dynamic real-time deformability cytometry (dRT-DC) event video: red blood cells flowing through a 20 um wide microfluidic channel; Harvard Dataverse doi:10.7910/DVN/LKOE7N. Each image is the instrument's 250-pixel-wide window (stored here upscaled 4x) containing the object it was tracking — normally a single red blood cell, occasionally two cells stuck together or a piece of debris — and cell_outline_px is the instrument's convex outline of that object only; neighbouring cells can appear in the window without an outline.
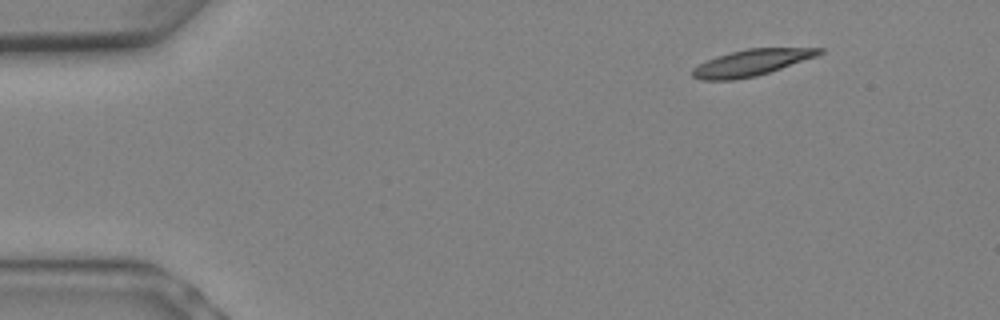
{"species": "Egyptian fruit bat (a non-hibernating species)", "species_latin": "Rousettus aegyptiacus", "temperature_condition": "warm", "stored_images_in_passage": 6, "camera_frame_rate_fps": 3000, "um_per_image_px": 0.085, "animal": {"sex": "female"}, "frame": {"image": 1, "passage_image": 1, "time_ms": 0.0, "image_size_px": [1000, 320], "cell_outline_px": [[824, 52], [816, 56], [756, 76], [732, 80], [700, 80], [692, 76], [692, 68], [716, 56], [748, 48], [824, 48]], "centroid_in_image_um": [63.85, 5.33], "position_along_channel_um": 21.2, "area_um2": 19.13}}
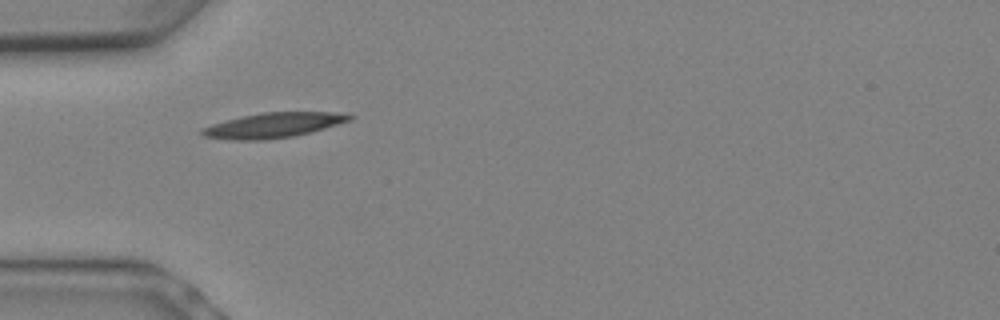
{"frame": {"image": 2, "passage_image": 5, "time_ms": 1.333, "image_size_px": [1000, 320], "cell_outline_px": [[356, 116], [352, 120], [312, 132], [292, 136], [264, 140], [228, 140], [204, 136], [200, 132], [200, 128], [212, 124], [244, 116], [264, 112], [332, 112]], "centroid_in_image_um": [23.24, 10.65], "position_along_channel_um": 61.8, "area_um2": 21.39}}